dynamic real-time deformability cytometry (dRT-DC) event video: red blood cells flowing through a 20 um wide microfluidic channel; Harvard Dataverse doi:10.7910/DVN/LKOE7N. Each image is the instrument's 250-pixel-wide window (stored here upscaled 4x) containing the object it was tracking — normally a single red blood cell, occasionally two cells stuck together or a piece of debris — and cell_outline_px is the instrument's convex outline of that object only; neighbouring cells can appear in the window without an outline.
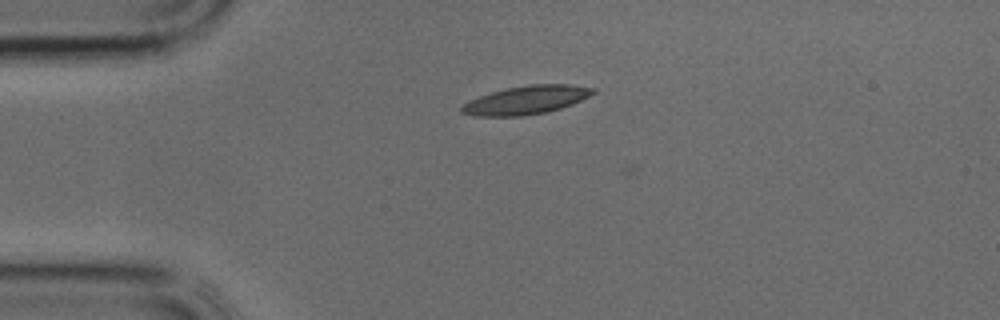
{"species": "common noctule bat (a hibernating species)", "species_latin": "Nyctalus noctula", "temperature_condition": "cold", "stored_images_in_passage": 5, "camera_frame_rate_fps": 3000, "um_per_image_px": 0.085, "animal": {"sex": "male", "body_mass_g": 17.9, "forearm_length_mm": 54.2}, "frame": {"image": 1, "passage_image": 4, "time_ms": 1.0, "image_size_px": [1000, 320], "cell_outline_px": [[596, 92], [572, 104], [548, 112], [520, 116], [476, 116], [460, 112], [460, 108], [468, 100], [492, 92], [508, 88], [532, 84], [568, 84], [596, 88]], "centroid_in_image_um": [44.73, 8.5], "position_along_channel_um": 40.3, "area_um2": 21.62}}